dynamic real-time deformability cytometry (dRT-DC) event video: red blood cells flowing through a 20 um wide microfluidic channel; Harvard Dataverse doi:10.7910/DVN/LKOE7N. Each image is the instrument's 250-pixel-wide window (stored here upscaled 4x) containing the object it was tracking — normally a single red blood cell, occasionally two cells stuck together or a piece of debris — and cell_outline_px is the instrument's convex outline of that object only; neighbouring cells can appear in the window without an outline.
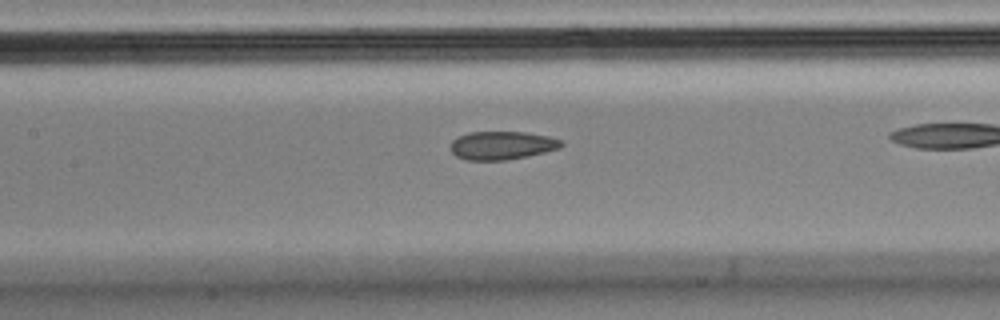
{"species": "Egyptian fruit bat (a non-hibernating species)", "species_latin": "Rousettus aegyptiacus", "temperature_condition": "cold", "stored_images_in_passage": 43, "camera_frame_rate_fps": 3000, "um_per_image_px": 0.085, "animal": {"sex": "male"}, "frame": {"image": 1, "passage_image": 25, "time_ms": 8.0, "image_size_px": [1000, 320], "cell_outline_px": [[564, 144], [560, 148], [528, 156], [504, 160], [468, 160], [456, 156], [448, 148], [452, 140], [456, 136], [468, 132], [524, 132], [548, 136], [564, 140]], "centroid_in_image_um": [42.64, 12.35], "position_along_channel_um": 164.8, "area_um2": 18.5}}
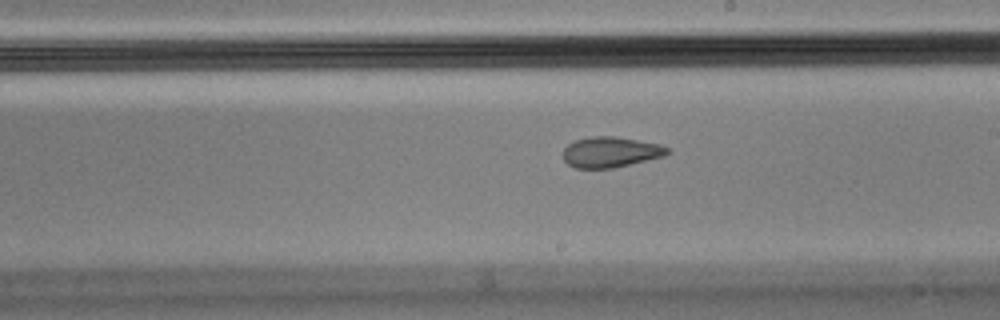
{"frame": {"image": 2, "passage_image": 31, "time_ms": 10.0, "image_size_px": [1000, 320], "cell_outline_px": [[668, 152], [664, 156], [612, 168], [576, 168], [568, 164], [564, 160], [564, 148], [568, 144], [576, 140], [592, 136], [616, 136], [660, 144], [668, 148]], "centroid_in_image_um": [51.88, 12.92], "position_along_channel_um": 237.1, "area_um2": 18.38}}